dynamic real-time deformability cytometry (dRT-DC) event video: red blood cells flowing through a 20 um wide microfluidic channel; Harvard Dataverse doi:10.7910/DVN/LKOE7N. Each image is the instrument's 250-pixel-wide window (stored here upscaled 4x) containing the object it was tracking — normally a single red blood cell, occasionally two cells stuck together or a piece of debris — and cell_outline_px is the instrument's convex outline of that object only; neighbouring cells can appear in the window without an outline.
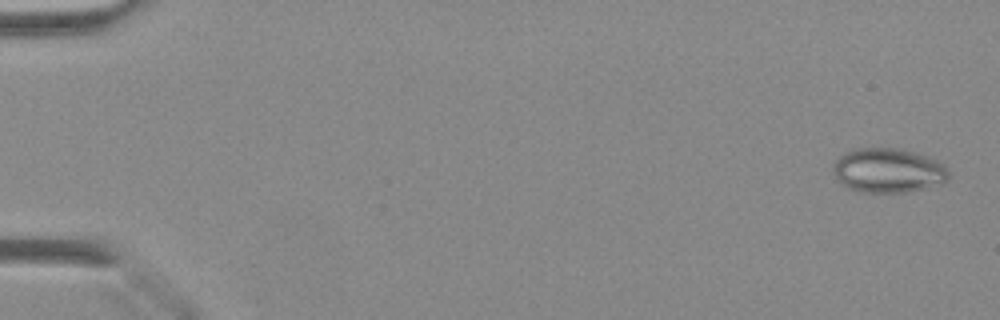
{"species": "Egyptian fruit bat (a non-hibernating species)", "species_latin": "Rousettus aegyptiacus", "temperature_condition": "warm", "stored_images_in_passage": 43, "camera_frame_rate_fps": 3000, "um_per_image_px": 0.085, "animal": {"sex": "female"}, "frame": {"image": 1, "passage_image": 2, "time_ms": 0.333, "image_size_px": [1000, 320], "cell_outline_px": [[948, 180], [944, 184], [904, 192], [860, 192], [848, 188], [836, 176], [832, 168], [832, 160], [856, 148], [896, 148], [928, 156], [944, 164], [948, 172]], "centroid_in_image_um": [75.5, 14.49], "position_along_channel_um": 9.5, "area_um2": 29.88}}
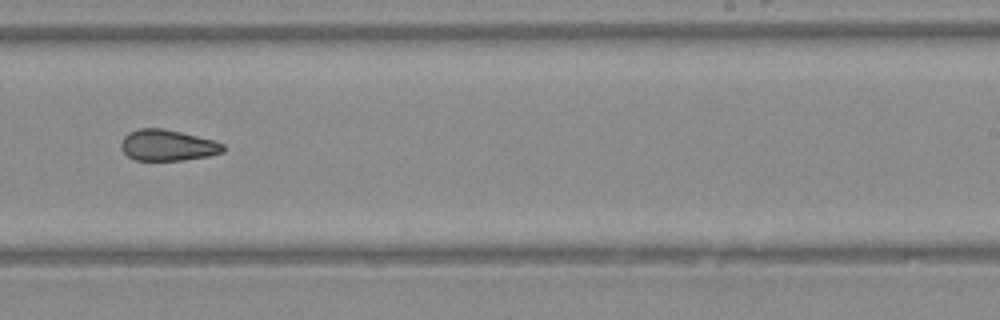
{"frame": {"image": 2, "passage_image": 28, "time_ms": 9.0, "image_size_px": [1000, 320], "cell_outline_px": [[224, 152], [208, 156], [180, 160], [136, 160], [128, 156], [124, 152], [120, 144], [124, 136], [128, 132], [140, 128], [160, 128], [180, 132], [212, 140], [224, 144]], "centroid_in_image_um": [14.22, 12.35], "position_along_channel_um": 274.8, "area_um2": 18.26}}
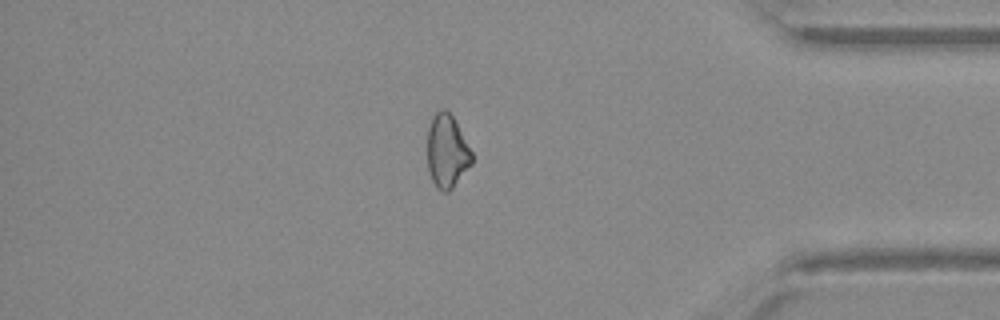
{"frame": {"image": 3, "passage_image": 37, "time_ms": 12.0, "image_size_px": [1000, 320], "cell_outline_px": [[472, 164], [452, 188], [448, 192], [444, 192], [436, 188], [432, 180], [428, 168], [428, 128], [432, 116], [440, 108], [444, 108], [452, 116], [472, 152]], "centroid_in_image_um": [37.98, 12.86], "position_along_channel_um": 397.2, "area_um2": 18.84}}